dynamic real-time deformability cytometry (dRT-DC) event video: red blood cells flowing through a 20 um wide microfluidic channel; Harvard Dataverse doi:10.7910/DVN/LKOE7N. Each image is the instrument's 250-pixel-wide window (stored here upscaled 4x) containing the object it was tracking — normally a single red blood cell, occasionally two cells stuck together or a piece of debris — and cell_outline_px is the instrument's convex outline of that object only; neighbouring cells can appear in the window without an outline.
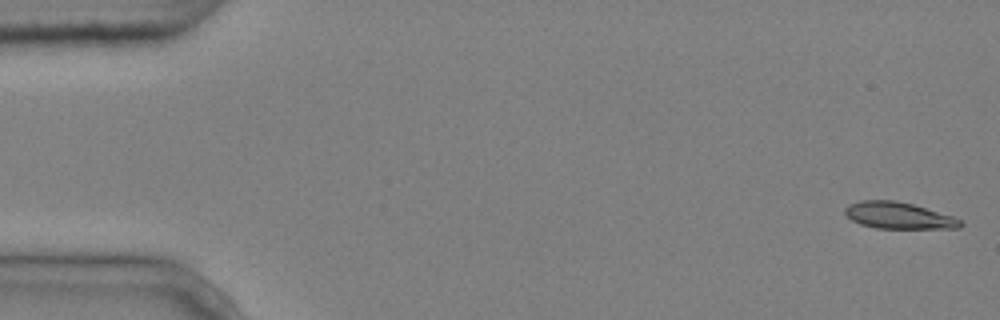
{"species": "common noctule bat (a hibernating species)", "species_latin": "Nyctalus noctula", "temperature_condition": "cold", "stored_images_in_passage": 6, "camera_frame_rate_fps": 3000, "um_per_image_px": 0.085, "animal": {"sex": "male", "body_mass_g": 20.4}, "frame": {"image": 1, "passage_image": 1, "time_ms": 0.0, "image_size_px": [1000, 320], "cell_outline_px": [[964, 224], [960, 228], [876, 228], [860, 224], [852, 220], [844, 212], [844, 208], [848, 204], [860, 200], [896, 200], [912, 204], [952, 216], [960, 220]], "centroid_in_image_um": [76.35, 18.31], "position_along_channel_um": 8.7, "area_um2": 17.8}}
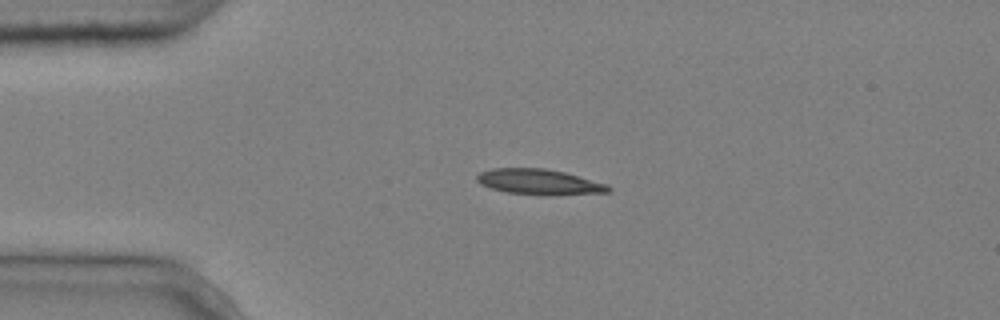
{"frame": {"image": 2, "passage_image": 4, "time_ms": 1.0, "image_size_px": [1000, 320], "cell_outline_px": [[612, 188], [608, 192], [552, 196], [548, 196], [508, 192], [492, 188], [480, 184], [476, 180], [476, 176], [480, 172], [492, 168], [544, 168], [564, 172], [608, 184]], "centroid_in_image_um": [45.85, 15.47], "position_along_channel_um": 39.2, "area_um2": 19.65}}
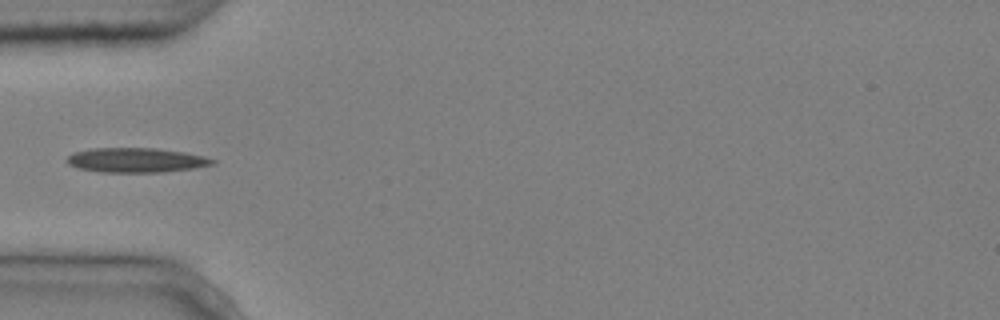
{"frame": {"image": 3, "passage_image": 5, "time_ms": 1.333, "image_size_px": [1000, 320], "cell_outline_px": [[216, 164], [196, 168], [164, 172], [100, 172], [80, 168], [68, 164], [64, 160], [72, 152], [92, 148], [156, 148], [184, 152], [204, 156], [216, 160]], "centroid_in_image_um": [11.58, 13.61], "position_along_channel_um": 73.4, "area_um2": 21.04}}